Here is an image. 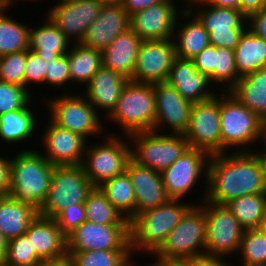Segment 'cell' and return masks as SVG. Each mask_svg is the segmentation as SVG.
Returning a JSON list of instances; mask_svg holds the SVG:
<instances>
[{"label":"cell","instance_id":"cell-6","mask_svg":"<svg viewBox=\"0 0 266 266\" xmlns=\"http://www.w3.org/2000/svg\"><path fill=\"white\" fill-rule=\"evenodd\" d=\"M220 128L221 153L250 152L259 142L261 119L228 91H220Z\"/></svg>","mask_w":266,"mask_h":266},{"label":"cell","instance_id":"cell-23","mask_svg":"<svg viewBox=\"0 0 266 266\" xmlns=\"http://www.w3.org/2000/svg\"><path fill=\"white\" fill-rule=\"evenodd\" d=\"M25 235L32 248L46 262H61L68 259L66 237L54 218L38 215L28 226Z\"/></svg>","mask_w":266,"mask_h":266},{"label":"cell","instance_id":"cell-61","mask_svg":"<svg viewBox=\"0 0 266 266\" xmlns=\"http://www.w3.org/2000/svg\"><path fill=\"white\" fill-rule=\"evenodd\" d=\"M39 266H71L70 261L68 259L61 262H46Z\"/></svg>","mask_w":266,"mask_h":266},{"label":"cell","instance_id":"cell-14","mask_svg":"<svg viewBox=\"0 0 266 266\" xmlns=\"http://www.w3.org/2000/svg\"><path fill=\"white\" fill-rule=\"evenodd\" d=\"M184 136L190 148L210 155L221 153L220 92L209 100L193 103Z\"/></svg>","mask_w":266,"mask_h":266},{"label":"cell","instance_id":"cell-40","mask_svg":"<svg viewBox=\"0 0 266 266\" xmlns=\"http://www.w3.org/2000/svg\"><path fill=\"white\" fill-rule=\"evenodd\" d=\"M239 265L258 266L266 264V237L261 229L245 230L237 254ZM238 264V265H237Z\"/></svg>","mask_w":266,"mask_h":266},{"label":"cell","instance_id":"cell-64","mask_svg":"<svg viewBox=\"0 0 266 266\" xmlns=\"http://www.w3.org/2000/svg\"><path fill=\"white\" fill-rule=\"evenodd\" d=\"M70 1H76V0H55V2H70Z\"/></svg>","mask_w":266,"mask_h":266},{"label":"cell","instance_id":"cell-9","mask_svg":"<svg viewBox=\"0 0 266 266\" xmlns=\"http://www.w3.org/2000/svg\"><path fill=\"white\" fill-rule=\"evenodd\" d=\"M210 157L211 155L204 150L189 147L172 165L164 169L161 175L168 196L171 199L186 200L190 193L195 192L193 188L202 181L201 185L204 186L201 187L202 191H199L202 193L200 198L197 197L195 205L201 204L207 192Z\"/></svg>","mask_w":266,"mask_h":266},{"label":"cell","instance_id":"cell-7","mask_svg":"<svg viewBox=\"0 0 266 266\" xmlns=\"http://www.w3.org/2000/svg\"><path fill=\"white\" fill-rule=\"evenodd\" d=\"M102 139L100 137L99 142L88 141L81 164L94 187L125 173L131 160V146L127 135L110 132L102 136Z\"/></svg>","mask_w":266,"mask_h":266},{"label":"cell","instance_id":"cell-60","mask_svg":"<svg viewBox=\"0 0 266 266\" xmlns=\"http://www.w3.org/2000/svg\"><path fill=\"white\" fill-rule=\"evenodd\" d=\"M100 3L103 4V6H122L124 3V0H98Z\"/></svg>","mask_w":266,"mask_h":266},{"label":"cell","instance_id":"cell-10","mask_svg":"<svg viewBox=\"0 0 266 266\" xmlns=\"http://www.w3.org/2000/svg\"><path fill=\"white\" fill-rule=\"evenodd\" d=\"M128 138L131 159L158 172L172 165L189 148L184 135L163 134L154 130L132 133Z\"/></svg>","mask_w":266,"mask_h":266},{"label":"cell","instance_id":"cell-35","mask_svg":"<svg viewBox=\"0 0 266 266\" xmlns=\"http://www.w3.org/2000/svg\"><path fill=\"white\" fill-rule=\"evenodd\" d=\"M99 188L124 218L130 221L135 216V192L127 172L110 178Z\"/></svg>","mask_w":266,"mask_h":266},{"label":"cell","instance_id":"cell-55","mask_svg":"<svg viewBox=\"0 0 266 266\" xmlns=\"http://www.w3.org/2000/svg\"><path fill=\"white\" fill-rule=\"evenodd\" d=\"M205 3L212 6L239 9V0H206Z\"/></svg>","mask_w":266,"mask_h":266},{"label":"cell","instance_id":"cell-33","mask_svg":"<svg viewBox=\"0 0 266 266\" xmlns=\"http://www.w3.org/2000/svg\"><path fill=\"white\" fill-rule=\"evenodd\" d=\"M240 77L266 67V41L247 28L234 49Z\"/></svg>","mask_w":266,"mask_h":266},{"label":"cell","instance_id":"cell-32","mask_svg":"<svg viewBox=\"0 0 266 266\" xmlns=\"http://www.w3.org/2000/svg\"><path fill=\"white\" fill-rule=\"evenodd\" d=\"M66 55L69 61L71 85L81 86L77 87L78 92V88L82 90V86L84 88L102 66V52L83 46L81 43H72Z\"/></svg>","mask_w":266,"mask_h":266},{"label":"cell","instance_id":"cell-45","mask_svg":"<svg viewBox=\"0 0 266 266\" xmlns=\"http://www.w3.org/2000/svg\"><path fill=\"white\" fill-rule=\"evenodd\" d=\"M46 69H47L46 62L36 52L28 49L27 62L25 65V73H24V87L29 92L31 91L32 94L35 93L34 91H32L34 90L33 87L34 88L38 87L39 90L40 88L45 87Z\"/></svg>","mask_w":266,"mask_h":266},{"label":"cell","instance_id":"cell-39","mask_svg":"<svg viewBox=\"0 0 266 266\" xmlns=\"http://www.w3.org/2000/svg\"><path fill=\"white\" fill-rule=\"evenodd\" d=\"M240 78L234 50L214 46L213 84L218 91H229Z\"/></svg>","mask_w":266,"mask_h":266},{"label":"cell","instance_id":"cell-30","mask_svg":"<svg viewBox=\"0 0 266 266\" xmlns=\"http://www.w3.org/2000/svg\"><path fill=\"white\" fill-rule=\"evenodd\" d=\"M39 215V210L29 203L10 195L0 196V231L9 241L25 235L28 226Z\"/></svg>","mask_w":266,"mask_h":266},{"label":"cell","instance_id":"cell-63","mask_svg":"<svg viewBox=\"0 0 266 266\" xmlns=\"http://www.w3.org/2000/svg\"><path fill=\"white\" fill-rule=\"evenodd\" d=\"M137 262L139 263L138 265L142 266V265L140 264L139 260H137ZM150 262H152V261L150 260L149 263H147V264L144 263V265H145V266H157L154 262H152V263H150ZM144 265H143V266H144Z\"/></svg>","mask_w":266,"mask_h":266},{"label":"cell","instance_id":"cell-5","mask_svg":"<svg viewBox=\"0 0 266 266\" xmlns=\"http://www.w3.org/2000/svg\"><path fill=\"white\" fill-rule=\"evenodd\" d=\"M156 116L155 91L153 84L128 81L120 98L105 117V124H116L119 132L111 134L130 135L136 132L153 131ZM122 131V133H120Z\"/></svg>","mask_w":266,"mask_h":266},{"label":"cell","instance_id":"cell-65","mask_svg":"<svg viewBox=\"0 0 266 266\" xmlns=\"http://www.w3.org/2000/svg\"><path fill=\"white\" fill-rule=\"evenodd\" d=\"M135 260H136V259L133 260V262H132V264H131L130 266H139V265L136 263ZM134 261H135V262H134Z\"/></svg>","mask_w":266,"mask_h":266},{"label":"cell","instance_id":"cell-43","mask_svg":"<svg viewBox=\"0 0 266 266\" xmlns=\"http://www.w3.org/2000/svg\"><path fill=\"white\" fill-rule=\"evenodd\" d=\"M34 95L25 87L0 81V115L25 108Z\"/></svg>","mask_w":266,"mask_h":266},{"label":"cell","instance_id":"cell-4","mask_svg":"<svg viewBox=\"0 0 266 266\" xmlns=\"http://www.w3.org/2000/svg\"><path fill=\"white\" fill-rule=\"evenodd\" d=\"M57 95V96H55ZM53 97L43 95L37 102L47 110V117L57 126L82 135L88 141L99 140L109 132L105 126V118L89 103L80 92L56 93ZM45 98V99H44ZM99 136V137H98ZM91 137V139H90Z\"/></svg>","mask_w":266,"mask_h":266},{"label":"cell","instance_id":"cell-26","mask_svg":"<svg viewBox=\"0 0 266 266\" xmlns=\"http://www.w3.org/2000/svg\"><path fill=\"white\" fill-rule=\"evenodd\" d=\"M36 100L40 99H33L21 110L10 111L0 115V142L21 146L23 143L32 144V142H29L32 136H34V138L39 136L37 132H39V128L42 127L43 117L39 118L40 114L38 113H41V111L38 112L39 110L35 108L36 104L34 102H36ZM35 109L37 111H34Z\"/></svg>","mask_w":266,"mask_h":266},{"label":"cell","instance_id":"cell-38","mask_svg":"<svg viewBox=\"0 0 266 266\" xmlns=\"http://www.w3.org/2000/svg\"><path fill=\"white\" fill-rule=\"evenodd\" d=\"M71 266H130L134 260L131 250H91L67 252Z\"/></svg>","mask_w":266,"mask_h":266},{"label":"cell","instance_id":"cell-17","mask_svg":"<svg viewBox=\"0 0 266 266\" xmlns=\"http://www.w3.org/2000/svg\"><path fill=\"white\" fill-rule=\"evenodd\" d=\"M50 6L45 8L44 14L70 42L80 43L88 27L98 18L103 4L98 0H76Z\"/></svg>","mask_w":266,"mask_h":266},{"label":"cell","instance_id":"cell-44","mask_svg":"<svg viewBox=\"0 0 266 266\" xmlns=\"http://www.w3.org/2000/svg\"><path fill=\"white\" fill-rule=\"evenodd\" d=\"M27 50L0 57V81L24 87Z\"/></svg>","mask_w":266,"mask_h":266},{"label":"cell","instance_id":"cell-36","mask_svg":"<svg viewBox=\"0 0 266 266\" xmlns=\"http://www.w3.org/2000/svg\"><path fill=\"white\" fill-rule=\"evenodd\" d=\"M225 206L238 219L244 230L260 229L266 211V193L235 198Z\"/></svg>","mask_w":266,"mask_h":266},{"label":"cell","instance_id":"cell-42","mask_svg":"<svg viewBox=\"0 0 266 266\" xmlns=\"http://www.w3.org/2000/svg\"><path fill=\"white\" fill-rule=\"evenodd\" d=\"M47 69H46V76H45V86L48 87L47 90L61 89L62 94L63 93H74L72 90L74 88H71V79H70V68H69V61L68 56L60 55L59 57L55 59H51L49 61H46ZM48 85V86H47ZM51 86V88H50ZM72 89L70 90L69 89ZM65 92H64V91ZM70 91V92H69Z\"/></svg>","mask_w":266,"mask_h":266},{"label":"cell","instance_id":"cell-48","mask_svg":"<svg viewBox=\"0 0 266 266\" xmlns=\"http://www.w3.org/2000/svg\"><path fill=\"white\" fill-rule=\"evenodd\" d=\"M231 260L221 256H212L207 254H202L186 259L189 266H236L235 263H231L234 262L233 259Z\"/></svg>","mask_w":266,"mask_h":266},{"label":"cell","instance_id":"cell-34","mask_svg":"<svg viewBox=\"0 0 266 266\" xmlns=\"http://www.w3.org/2000/svg\"><path fill=\"white\" fill-rule=\"evenodd\" d=\"M10 10L0 9V57L29 49L30 24L17 21Z\"/></svg>","mask_w":266,"mask_h":266},{"label":"cell","instance_id":"cell-51","mask_svg":"<svg viewBox=\"0 0 266 266\" xmlns=\"http://www.w3.org/2000/svg\"><path fill=\"white\" fill-rule=\"evenodd\" d=\"M164 0H124L122 7L129 16L136 12L143 11L153 5L163 2Z\"/></svg>","mask_w":266,"mask_h":266},{"label":"cell","instance_id":"cell-31","mask_svg":"<svg viewBox=\"0 0 266 266\" xmlns=\"http://www.w3.org/2000/svg\"><path fill=\"white\" fill-rule=\"evenodd\" d=\"M228 92L262 119L266 116V67L242 76Z\"/></svg>","mask_w":266,"mask_h":266},{"label":"cell","instance_id":"cell-18","mask_svg":"<svg viewBox=\"0 0 266 266\" xmlns=\"http://www.w3.org/2000/svg\"><path fill=\"white\" fill-rule=\"evenodd\" d=\"M175 58L173 39L142 40L131 81L145 84L166 82Z\"/></svg>","mask_w":266,"mask_h":266},{"label":"cell","instance_id":"cell-11","mask_svg":"<svg viewBox=\"0 0 266 266\" xmlns=\"http://www.w3.org/2000/svg\"><path fill=\"white\" fill-rule=\"evenodd\" d=\"M93 188L81 165L55 166L48 196L39 215L55 218L66 207L83 204Z\"/></svg>","mask_w":266,"mask_h":266},{"label":"cell","instance_id":"cell-62","mask_svg":"<svg viewBox=\"0 0 266 266\" xmlns=\"http://www.w3.org/2000/svg\"><path fill=\"white\" fill-rule=\"evenodd\" d=\"M260 229H261L263 232H266V211H265V214H264V216H263V221H262V224H261Z\"/></svg>","mask_w":266,"mask_h":266},{"label":"cell","instance_id":"cell-25","mask_svg":"<svg viewBox=\"0 0 266 266\" xmlns=\"http://www.w3.org/2000/svg\"><path fill=\"white\" fill-rule=\"evenodd\" d=\"M129 80L103 66L91 77L81 93L105 118L115 108L121 92Z\"/></svg>","mask_w":266,"mask_h":266},{"label":"cell","instance_id":"cell-13","mask_svg":"<svg viewBox=\"0 0 266 266\" xmlns=\"http://www.w3.org/2000/svg\"><path fill=\"white\" fill-rule=\"evenodd\" d=\"M190 12L209 32L210 45L234 50L248 28L247 17L239 9L198 5Z\"/></svg>","mask_w":266,"mask_h":266},{"label":"cell","instance_id":"cell-2","mask_svg":"<svg viewBox=\"0 0 266 266\" xmlns=\"http://www.w3.org/2000/svg\"><path fill=\"white\" fill-rule=\"evenodd\" d=\"M195 203L170 199L165 204L135 215L130 220V248L132 255L151 257L166 241L168 234L179 224Z\"/></svg>","mask_w":266,"mask_h":266},{"label":"cell","instance_id":"cell-52","mask_svg":"<svg viewBox=\"0 0 266 266\" xmlns=\"http://www.w3.org/2000/svg\"><path fill=\"white\" fill-rule=\"evenodd\" d=\"M266 7V0H239V10L248 18Z\"/></svg>","mask_w":266,"mask_h":266},{"label":"cell","instance_id":"cell-50","mask_svg":"<svg viewBox=\"0 0 266 266\" xmlns=\"http://www.w3.org/2000/svg\"><path fill=\"white\" fill-rule=\"evenodd\" d=\"M4 154L0 153V196L9 195L10 190L11 156Z\"/></svg>","mask_w":266,"mask_h":266},{"label":"cell","instance_id":"cell-12","mask_svg":"<svg viewBox=\"0 0 266 266\" xmlns=\"http://www.w3.org/2000/svg\"><path fill=\"white\" fill-rule=\"evenodd\" d=\"M206 218L205 254L224 258H237L244 229L238 219L225 206L204 200Z\"/></svg>","mask_w":266,"mask_h":266},{"label":"cell","instance_id":"cell-56","mask_svg":"<svg viewBox=\"0 0 266 266\" xmlns=\"http://www.w3.org/2000/svg\"><path fill=\"white\" fill-rule=\"evenodd\" d=\"M151 261H153L157 266H189L186 260L158 259V260H151Z\"/></svg>","mask_w":266,"mask_h":266},{"label":"cell","instance_id":"cell-19","mask_svg":"<svg viewBox=\"0 0 266 266\" xmlns=\"http://www.w3.org/2000/svg\"><path fill=\"white\" fill-rule=\"evenodd\" d=\"M153 85L156 103L154 131L163 134L184 135L190 123L193 103L184 99L167 82Z\"/></svg>","mask_w":266,"mask_h":266},{"label":"cell","instance_id":"cell-47","mask_svg":"<svg viewBox=\"0 0 266 266\" xmlns=\"http://www.w3.org/2000/svg\"><path fill=\"white\" fill-rule=\"evenodd\" d=\"M196 69L202 74L208 76L213 83L214 69V46L205 47L199 54L192 58Z\"/></svg>","mask_w":266,"mask_h":266},{"label":"cell","instance_id":"cell-20","mask_svg":"<svg viewBox=\"0 0 266 266\" xmlns=\"http://www.w3.org/2000/svg\"><path fill=\"white\" fill-rule=\"evenodd\" d=\"M181 10L172 0H164L130 16V28L141 40L173 39Z\"/></svg>","mask_w":266,"mask_h":266},{"label":"cell","instance_id":"cell-15","mask_svg":"<svg viewBox=\"0 0 266 266\" xmlns=\"http://www.w3.org/2000/svg\"><path fill=\"white\" fill-rule=\"evenodd\" d=\"M44 116L47 118L43 119L46 120L44 128L38 133L41 142L35 144L42 145L39 152L54 166L81 165L88 140L76 132L57 126L46 114Z\"/></svg>","mask_w":266,"mask_h":266},{"label":"cell","instance_id":"cell-22","mask_svg":"<svg viewBox=\"0 0 266 266\" xmlns=\"http://www.w3.org/2000/svg\"><path fill=\"white\" fill-rule=\"evenodd\" d=\"M126 172L135 192V215L161 206L171 199L166 192L161 172L141 166L132 159L128 162Z\"/></svg>","mask_w":266,"mask_h":266},{"label":"cell","instance_id":"cell-3","mask_svg":"<svg viewBox=\"0 0 266 266\" xmlns=\"http://www.w3.org/2000/svg\"><path fill=\"white\" fill-rule=\"evenodd\" d=\"M27 147H20L22 150L17 149L15 156H11L9 195L39 210L48 196L55 166L36 149L38 147Z\"/></svg>","mask_w":266,"mask_h":266},{"label":"cell","instance_id":"cell-1","mask_svg":"<svg viewBox=\"0 0 266 266\" xmlns=\"http://www.w3.org/2000/svg\"><path fill=\"white\" fill-rule=\"evenodd\" d=\"M259 193H266V183L251 152L211 155L205 201L225 205L232 199Z\"/></svg>","mask_w":266,"mask_h":266},{"label":"cell","instance_id":"cell-24","mask_svg":"<svg viewBox=\"0 0 266 266\" xmlns=\"http://www.w3.org/2000/svg\"><path fill=\"white\" fill-rule=\"evenodd\" d=\"M130 28V16L122 6H103L98 18L88 27L83 46L103 52L119 35Z\"/></svg>","mask_w":266,"mask_h":266},{"label":"cell","instance_id":"cell-37","mask_svg":"<svg viewBox=\"0 0 266 266\" xmlns=\"http://www.w3.org/2000/svg\"><path fill=\"white\" fill-rule=\"evenodd\" d=\"M87 221L99 225H130L99 187H94L84 202Z\"/></svg>","mask_w":266,"mask_h":266},{"label":"cell","instance_id":"cell-8","mask_svg":"<svg viewBox=\"0 0 266 266\" xmlns=\"http://www.w3.org/2000/svg\"><path fill=\"white\" fill-rule=\"evenodd\" d=\"M206 234L203 201L199 205H193L185 213L162 246L148 259L186 260L205 254Z\"/></svg>","mask_w":266,"mask_h":266},{"label":"cell","instance_id":"cell-46","mask_svg":"<svg viewBox=\"0 0 266 266\" xmlns=\"http://www.w3.org/2000/svg\"><path fill=\"white\" fill-rule=\"evenodd\" d=\"M54 219L57 221L62 234L67 237L79 225L87 221L85 205L83 203L66 207Z\"/></svg>","mask_w":266,"mask_h":266},{"label":"cell","instance_id":"cell-28","mask_svg":"<svg viewBox=\"0 0 266 266\" xmlns=\"http://www.w3.org/2000/svg\"><path fill=\"white\" fill-rule=\"evenodd\" d=\"M141 42L131 28L119 34L102 52V66L131 81Z\"/></svg>","mask_w":266,"mask_h":266},{"label":"cell","instance_id":"cell-29","mask_svg":"<svg viewBox=\"0 0 266 266\" xmlns=\"http://www.w3.org/2000/svg\"><path fill=\"white\" fill-rule=\"evenodd\" d=\"M43 20L29 28V49L45 62L65 55L72 42L43 14ZM43 24H42V23Z\"/></svg>","mask_w":266,"mask_h":266},{"label":"cell","instance_id":"cell-59","mask_svg":"<svg viewBox=\"0 0 266 266\" xmlns=\"http://www.w3.org/2000/svg\"><path fill=\"white\" fill-rule=\"evenodd\" d=\"M260 144H266V116L261 119V128H260Z\"/></svg>","mask_w":266,"mask_h":266},{"label":"cell","instance_id":"cell-27","mask_svg":"<svg viewBox=\"0 0 266 266\" xmlns=\"http://www.w3.org/2000/svg\"><path fill=\"white\" fill-rule=\"evenodd\" d=\"M173 42L176 57L192 59L210 45L209 32L190 11H181L175 22Z\"/></svg>","mask_w":266,"mask_h":266},{"label":"cell","instance_id":"cell-41","mask_svg":"<svg viewBox=\"0 0 266 266\" xmlns=\"http://www.w3.org/2000/svg\"><path fill=\"white\" fill-rule=\"evenodd\" d=\"M45 263L32 248L26 235L8 241L7 250L2 261L3 266H39Z\"/></svg>","mask_w":266,"mask_h":266},{"label":"cell","instance_id":"cell-49","mask_svg":"<svg viewBox=\"0 0 266 266\" xmlns=\"http://www.w3.org/2000/svg\"><path fill=\"white\" fill-rule=\"evenodd\" d=\"M248 28L266 41V7L247 18Z\"/></svg>","mask_w":266,"mask_h":266},{"label":"cell","instance_id":"cell-16","mask_svg":"<svg viewBox=\"0 0 266 266\" xmlns=\"http://www.w3.org/2000/svg\"><path fill=\"white\" fill-rule=\"evenodd\" d=\"M66 250H131L130 225H99L85 221L66 237Z\"/></svg>","mask_w":266,"mask_h":266},{"label":"cell","instance_id":"cell-58","mask_svg":"<svg viewBox=\"0 0 266 266\" xmlns=\"http://www.w3.org/2000/svg\"><path fill=\"white\" fill-rule=\"evenodd\" d=\"M7 243H8V240L5 238V236L0 231V264L2 263L6 250H7Z\"/></svg>","mask_w":266,"mask_h":266},{"label":"cell","instance_id":"cell-21","mask_svg":"<svg viewBox=\"0 0 266 266\" xmlns=\"http://www.w3.org/2000/svg\"><path fill=\"white\" fill-rule=\"evenodd\" d=\"M166 82L192 103L209 100L219 93L210 78L196 69L192 59L176 57Z\"/></svg>","mask_w":266,"mask_h":266},{"label":"cell","instance_id":"cell-54","mask_svg":"<svg viewBox=\"0 0 266 266\" xmlns=\"http://www.w3.org/2000/svg\"><path fill=\"white\" fill-rule=\"evenodd\" d=\"M181 11H190L198 5L205 4L206 0H172ZM180 3V4H179ZM182 4V5H181ZM180 5V6H178Z\"/></svg>","mask_w":266,"mask_h":266},{"label":"cell","instance_id":"cell-57","mask_svg":"<svg viewBox=\"0 0 266 266\" xmlns=\"http://www.w3.org/2000/svg\"><path fill=\"white\" fill-rule=\"evenodd\" d=\"M27 1L28 2H35V3H37V2H40L41 3V1L39 0H0V8H7V9H13L14 7H15V10H16V6L21 2L22 4H26L27 3ZM16 2H18V3H16ZM16 4V5H15Z\"/></svg>","mask_w":266,"mask_h":266},{"label":"cell","instance_id":"cell-53","mask_svg":"<svg viewBox=\"0 0 266 266\" xmlns=\"http://www.w3.org/2000/svg\"><path fill=\"white\" fill-rule=\"evenodd\" d=\"M257 144L254 146L253 148L254 150H251L250 152L255 156V158L259 162L260 170L263 179L266 183V144H259V143Z\"/></svg>","mask_w":266,"mask_h":266}]
</instances>
